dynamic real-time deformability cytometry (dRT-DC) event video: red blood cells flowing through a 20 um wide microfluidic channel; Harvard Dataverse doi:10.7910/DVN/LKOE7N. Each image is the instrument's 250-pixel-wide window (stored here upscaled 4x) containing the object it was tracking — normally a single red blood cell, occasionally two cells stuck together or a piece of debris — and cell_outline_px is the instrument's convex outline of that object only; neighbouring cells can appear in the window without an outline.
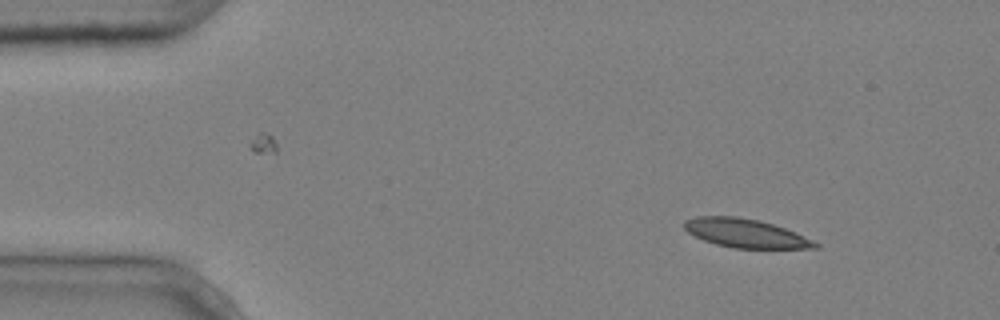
{"species": "common noctule bat (a hibernating species)", "species_latin": "Nyctalus noctula", "temperature_condition": "cold", "stored_images_in_passage": 3, "camera_frame_rate_fps": 3000, "um_per_image_px": 0.085, "animal": {"sex": "male", "body_mass_g": 20.4}, "frame": {"image": 1, "passage_image": 1, "time_ms": 0.0, "image_size_px": [1000, 320], "cell_outline_px": [[820, 248], [732, 248], [716, 244], [704, 240], [688, 232], [684, 228], [684, 220], [696, 216], [736, 216], [760, 220], [796, 232], [820, 244]], "centroid_in_image_um": [63.37, 19.82], "position_along_channel_um": 21.6, "area_um2": 21.85}}
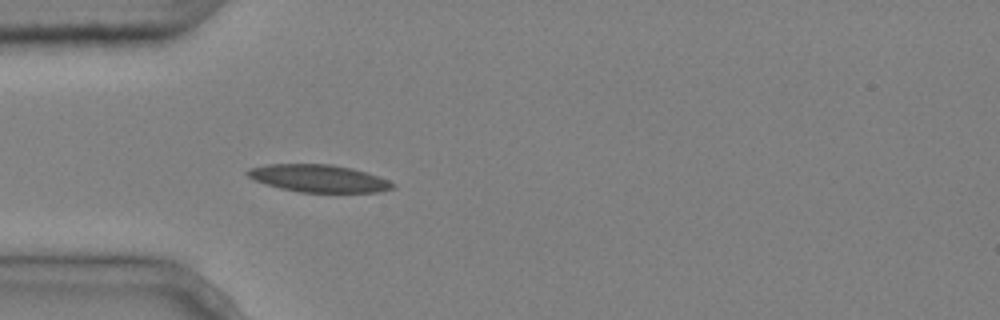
{"frame": {"image": 2, "passage_image": 3, "time_ms": 0.667, "image_size_px": [1000, 320], "cell_outline_px": [[396, 188], [380, 192], [300, 192], [280, 188], [256, 180], [248, 176], [244, 172], [248, 168], [268, 164], [332, 164], [352, 168], [388, 180], [396, 184]], "centroid_in_image_um": [27.1, 15.16], "position_along_channel_um": 57.9, "area_um2": 23.12}}